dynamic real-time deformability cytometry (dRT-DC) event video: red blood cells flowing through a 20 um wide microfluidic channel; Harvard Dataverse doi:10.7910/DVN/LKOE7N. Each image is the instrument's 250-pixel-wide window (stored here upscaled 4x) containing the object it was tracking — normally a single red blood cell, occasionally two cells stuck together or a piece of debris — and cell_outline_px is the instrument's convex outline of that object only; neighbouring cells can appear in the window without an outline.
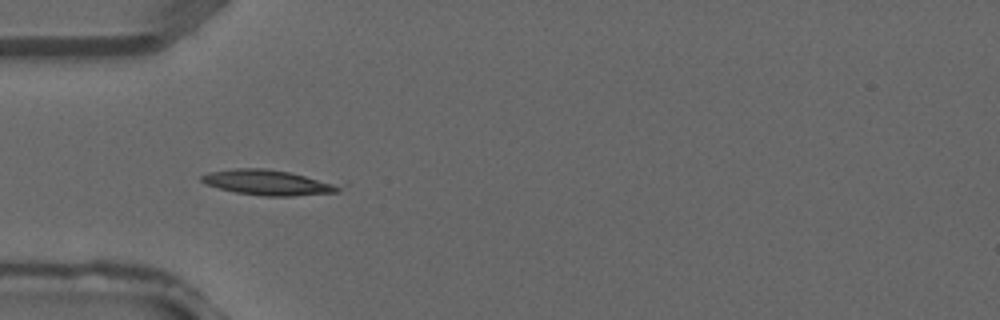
{"species": "common noctule bat (a hibernating species)", "species_latin": "Nyctalus noctula", "temperature_condition": "warm", "stored_images_in_passage": 3, "camera_frame_rate_fps": 3000, "um_per_image_px": 0.085, "animal": {"sex": "male", "forearm_length_mm": 52.5}, "frame": {"image": 1, "passage_image": 2, "time_ms": 0.333, "image_size_px": [1000, 320], "cell_outline_px": [[348, 184], [340, 192], [292, 196], [264, 196], [236, 192], [204, 184], [200, 180], [200, 176], [208, 172], [236, 168], [264, 168], [348, 180]], "centroid_in_image_um": [23.13, 15.49], "position_along_channel_um": 61.9, "area_um2": 21.73}}